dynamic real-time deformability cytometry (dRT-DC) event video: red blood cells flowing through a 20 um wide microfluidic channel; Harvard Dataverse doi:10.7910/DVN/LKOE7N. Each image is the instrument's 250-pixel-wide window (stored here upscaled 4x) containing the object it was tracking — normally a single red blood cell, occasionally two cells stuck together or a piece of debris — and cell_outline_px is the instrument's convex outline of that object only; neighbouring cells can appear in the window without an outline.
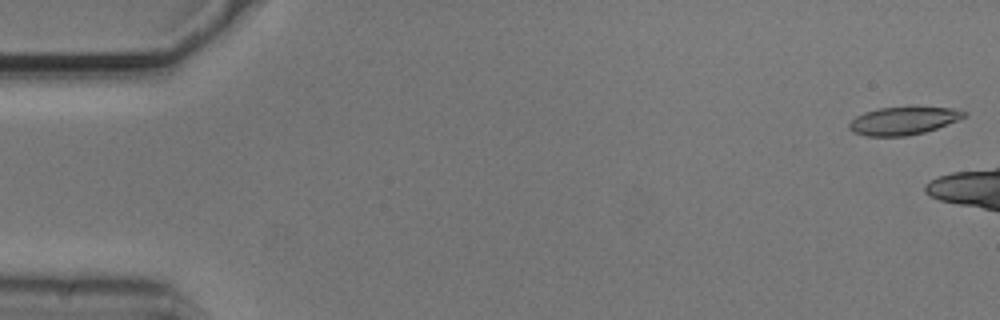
{"species": "common noctule bat (a hibernating species)", "species_latin": "Nyctalus noctula", "temperature_condition": "cold", "stored_images_in_passage": 8, "camera_frame_rate_fps": 3000, "um_per_image_px": 0.085, "animal": {"sex": "male", "body_mass_g": 20.5, "forearm_length_mm": 52.5}, "frame": {"image": 1, "passage_image": 1, "time_ms": 0.0, "image_size_px": [1000, 320], "cell_outline_px": [[968, 112], [964, 116], [956, 120], [936, 128], [924, 132], [908, 136], [868, 136], [852, 132], [848, 128], [848, 124], [856, 116], [864, 112], [880, 108], [916, 104], [952, 108]], "centroid_in_image_um": [76.78, 10.22], "position_along_channel_um": 8.2, "area_um2": 19.25}}